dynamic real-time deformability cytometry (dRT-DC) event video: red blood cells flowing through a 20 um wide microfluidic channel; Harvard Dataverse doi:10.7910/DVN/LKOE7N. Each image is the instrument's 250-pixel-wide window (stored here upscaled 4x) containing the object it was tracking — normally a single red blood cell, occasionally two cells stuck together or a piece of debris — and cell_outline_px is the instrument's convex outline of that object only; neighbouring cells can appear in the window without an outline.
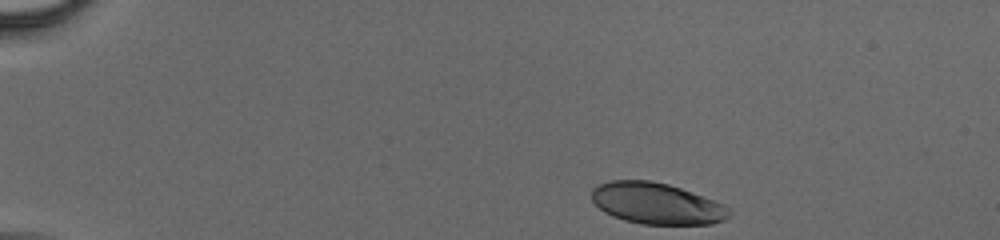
{"species": "human", "species_latin": "Homo sapiens", "temperature_condition": "cold", "stored_images_in_passage": 41, "camera_frame_rate_fps": 3000, "um_per_image_px": 0.085, "donor": {"sex": "male"}, "frame": {"image": 1, "passage_image": 1, "time_ms": 0.0, "image_size_px": [1000, 240], "cell_outline_px": [[732, 216], [724, 220], [712, 224], [640, 224], [624, 220], [612, 216], [604, 212], [592, 200], [592, 188], [596, 184], [612, 180], [652, 180], [668, 184], [716, 200], [732, 208]], "centroid_in_image_um": [55.85, 17.29], "position_along_channel_um": 29.1, "area_um2": 33.52}}
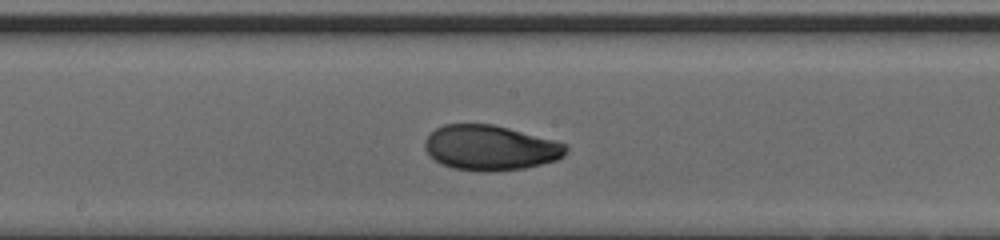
{"frame": {"image": 2, "passage_image": 23, "time_ms": 7.333, "image_size_px": [1000, 240], "cell_outline_px": [[568, 152], [564, 156], [556, 160], [524, 168], [488, 172], [484, 172], [452, 168], [440, 164], [424, 148], [424, 140], [436, 128], [444, 124], [492, 124], [508, 128], [568, 144]], "centroid_in_image_um": [41.68, 12.56], "position_along_channel_um": 206.5, "area_um2": 36.99}}
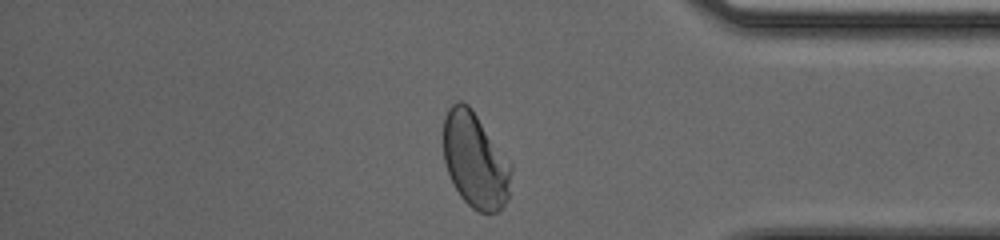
{"frame": {"image": 3, "passage_image": 39, "time_ms": 12.667, "image_size_px": [1000, 240], "cell_outline_px": [[512, 172], [508, 200], [496, 212], [480, 212], [472, 208], [460, 196], [448, 172], [444, 160], [444, 116], [448, 108], [456, 100], [460, 100], [468, 104], [472, 108], [512, 164]], "centroid_in_image_um": [40.4, 13.6], "position_along_channel_um": 394.8, "area_um2": 37.74}}